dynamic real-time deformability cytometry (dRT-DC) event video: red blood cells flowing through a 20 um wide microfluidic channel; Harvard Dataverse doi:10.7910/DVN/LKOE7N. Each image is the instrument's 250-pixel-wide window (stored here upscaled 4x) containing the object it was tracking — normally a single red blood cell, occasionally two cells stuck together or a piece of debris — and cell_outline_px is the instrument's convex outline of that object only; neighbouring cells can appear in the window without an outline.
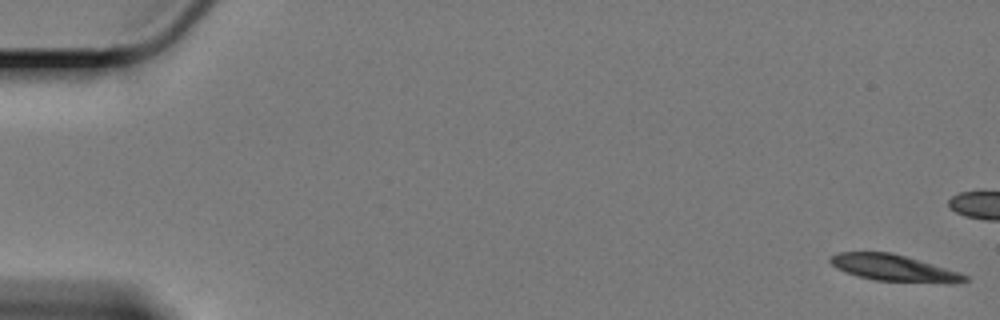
{"species": "Egyptian fruit bat (a non-hibernating species)", "species_latin": "Rousettus aegyptiacus", "temperature_condition": "cold", "stored_images_in_passage": 15, "camera_frame_rate_fps": 3000, "um_per_image_px": 0.085, "animal": {"sex": "female"}, "frame": {"image": 1, "passage_image": 1, "time_ms": 0.0, "image_size_px": [1000, 320], "cell_outline_px": [[968, 280], [876, 280], [860, 276], [836, 268], [828, 260], [828, 256], [836, 252], [892, 252], [960, 272], [968, 276]], "centroid_in_image_um": [75.77, 22.7], "position_along_channel_um": 9.2, "area_um2": 19.48}}